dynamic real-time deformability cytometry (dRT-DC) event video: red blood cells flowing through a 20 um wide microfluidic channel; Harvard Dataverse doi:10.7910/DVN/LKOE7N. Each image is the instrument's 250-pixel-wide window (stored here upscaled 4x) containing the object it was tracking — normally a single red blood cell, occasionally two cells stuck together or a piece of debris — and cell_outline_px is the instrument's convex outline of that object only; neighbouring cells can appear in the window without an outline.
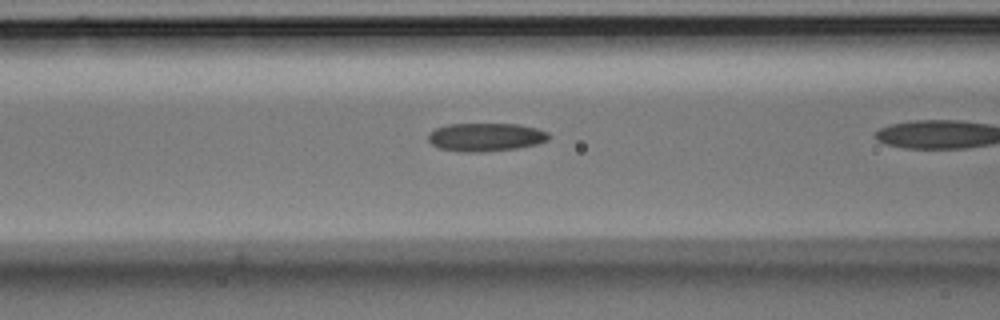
{"species": "Egyptian fruit bat (a non-hibernating species)", "species_latin": "Rousettus aegyptiacus", "temperature_condition": "room temperature", "stored_images_in_passage": 40, "camera_frame_rate_fps": 3000, "um_per_image_px": 0.085, "animal": {"sex": "male"}, "frame": {"image": 1, "passage_image": 19, "time_ms": 6.0, "image_size_px": [1000, 320], "cell_outline_px": [[552, 136], [548, 140], [536, 144], [516, 148], [484, 152], [468, 152], [440, 148], [432, 144], [428, 140], [428, 132], [436, 128], [448, 124], [520, 124], [536, 128], [548, 132]], "centroid_in_image_um": [41.3, 11.64], "position_along_channel_um": 125.3, "area_um2": 19.88}}
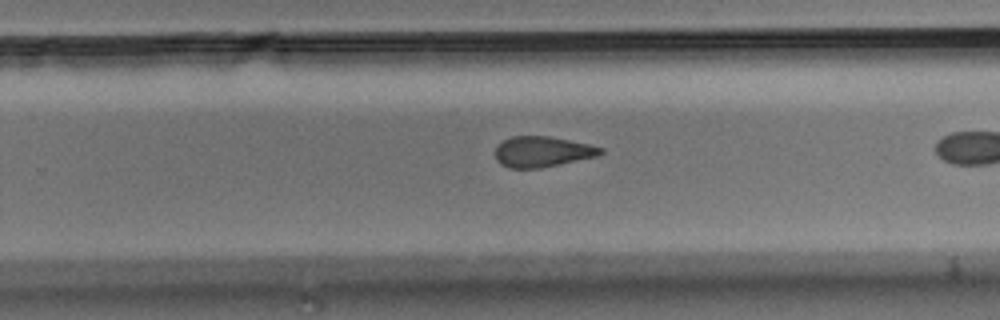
{"frame": {"image": 2, "passage_image": 32, "time_ms": 10.333, "image_size_px": [1000, 320], "cell_outline_px": [[604, 152], [596, 156], [540, 168], [508, 168], [500, 164], [496, 160], [496, 144], [512, 136], [548, 136], [588, 144], [604, 148]], "centroid_in_image_um": [46.06, 12.89], "position_along_channel_um": 283.7, "area_um2": 18.67}}
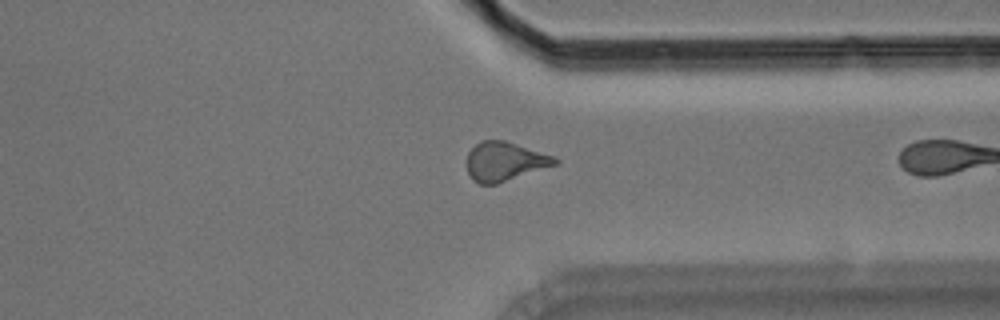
{"frame": {"image": 3, "passage_image": 39, "time_ms": 12.667, "image_size_px": [1000, 320], "cell_outline_px": [[560, 160], [556, 164], [496, 184], [480, 184], [472, 180], [468, 172], [468, 152], [480, 140], [504, 140], [556, 156]], "centroid_in_image_um": [42.9, 13.71], "position_along_channel_um": 368.5, "area_um2": 19.88}}